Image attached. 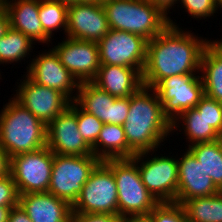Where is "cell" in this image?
<instances>
[{
  "label": "cell",
  "mask_w": 222,
  "mask_h": 222,
  "mask_svg": "<svg viewBox=\"0 0 222 222\" xmlns=\"http://www.w3.org/2000/svg\"><path fill=\"white\" fill-rule=\"evenodd\" d=\"M169 25L147 41L143 85L154 88L162 79L200 71L201 58L209 39L199 38L191 31L180 29L168 17ZM177 24V25H176Z\"/></svg>",
  "instance_id": "1"
},
{
  "label": "cell",
  "mask_w": 222,
  "mask_h": 222,
  "mask_svg": "<svg viewBox=\"0 0 222 222\" xmlns=\"http://www.w3.org/2000/svg\"><path fill=\"white\" fill-rule=\"evenodd\" d=\"M151 94H150V93ZM127 145L135 152H155L172 133V123L163 114L159 96L142 86L129 97V113L123 124Z\"/></svg>",
  "instance_id": "2"
},
{
  "label": "cell",
  "mask_w": 222,
  "mask_h": 222,
  "mask_svg": "<svg viewBox=\"0 0 222 222\" xmlns=\"http://www.w3.org/2000/svg\"><path fill=\"white\" fill-rule=\"evenodd\" d=\"M47 126L13 97L0 113V146L10 158L46 146Z\"/></svg>",
  "instance_id": "3"
},
{
  "label": "cell",
  "mask_w": 222,
  "mask_h": 222,
  "mask_svg": "<svg viewBox=\"0 0 222 222\" xmlns=\"http://www.w3.org/2000/svg\"><path fill=\"white\" fill-rule=\"evenodd\" d=\"M113 172L118 215L124 219H145L159 203L142 183L137 162L133 158L103 161Z\"/></svg>",
  "instance_id": "4"
},
{
  "label": "cell",
  "mask_w": 222,
  "mask_h": 222,
  "mask_svg": "<svg viewBox=\"0 0 222 222\" xmlns=\"http://www.w3.org/2000/svg\"><path fill=\"white\" fill-rule=\"evenodd\" d=\"M112 30L126 31L150 41L168 25V17L148 0H111L103 4Z\"/></svg>",
  "instance_id": "5"
},
{
  "label": "cell",
  "mask_w": 222,
  "mask_h": 222,
  "mask_svg": "<svg viewBox=\"0 0 222 222\" xmlns=\"http://www.w3.org/2000/svg\"><path fill=\"white\" fill-rule=\"evenodd\" d=\"M100 162L94 155L54 154L48 192L73 205L82 191V186Z\"/></svg>",
  "instance_id": "6"
},
{
  "label": "cell",
  "mask_w": 222,
  "mask_h": 222,
  "mask_svg": "<svg viewBox=\"0 0 222 222\" xmlns=\"http://www.w3.org/2000/svg\"><path fill=\"white\" fill-rule=\"evenodd\" d=\"M72 213L118 215V194L112 170L101 161L82 186Z\"/></svg>",
  "instance_id": "7"
},
{
  "label": "cell",
  "mask_w": 222,
  "mask_h": 222,
  "mask_svg": "<svg viewBox=\"0 0 222 222\" xmlns=\"http://www.w3.org/2000/svg\"><path fill=\"white\" fill-rule=\"evenodd\" d=\"M148 153L151 154L150 151H147L136 153L132 157L137 162L142 183L158 202H176L178 189L177 159L173 155L171 157L155 155L150 159L147 158L150 156Z\"/></svg>",
  "instance_id": "8"
},
{
  "label": "cell",
  "mask_w": 222,
  "mask_h": 222,
  "mask_svg": "<svg viewBox=\"0 0 222 222\" xmlns=\"http://www.w3.org/2000/svg\"><path fill=\"white\" fill-rule=\"evenodd\" d=\"M53 159L54 153L47 146L11 157L10 174L19 195L48 192Z\"/></svg>",
  "instance_id": "9"
},
{
  "label": "cell",
  "mask_w": 222,
  "mask_h": 222,
  "mask_svg": "<svg viewBox=\"0 0 222 222\" xmlns=\"http://www.w3.org/2000/svg\"><path fill=\"white\" fill-rule=\"evenodd\" d=\"M163 114L173 122L185 110L196 107L205 95L201 75L181 74L162 79L154 88Z\"/></svg>",
  "instance_id": "10"
},
{
  "label": "cell",
  "mask_w": 222,
  "mask_h": 222,
  "mask_svg": "<svg viewBox=\"0 0 222 222\" xmlns=\"http://www.w3.org/2000/svg\"><path fill=\"white\" fill-rule=\"evenodd\" d=\"M100 65L132 67L143 73L147 40L126 31L112 30L98 42Z\"/></svg>",
  "instance_id": "11"
},
{
  "label": "cell",
  "mask_w": 222,
  "mask_h": 222,
  "mask_svg": "<svg viewBox=\"0 0 222 222\" xmlns=\"http://www.w3.org/2000/svg\"><path fill=\"white\" fill-rule=\"evenodd\" d=\"M46 146L59 155H93L92 148L79 133L75 101L47 125Z\"/></svg>",
  "instance_id": "12"
},
{
  "label": "cell",
  "mask_w": 222,
  "mask_h": 222,
  "mask_svg": "<svg viewBox=\"0 0 222 222\" xmlns=\"http://www.w3.org/2000/svg\"><path fill=\"white\" fill-rule=\"evenodd\" d=\"M23 79L13 98L46 126L70 105L71 101L58 90L38 85L27 75Z\"/></svg>",
  "instance_id": "13"
},
{
  "label": "cell",
  "mask_w": 222,
  "mask_h": 222,
  "mask_svg": "<svg viewBox=\"0 0 222 222\" xmlns=\"http://www.w3.org/2000/svg\"><path fill=\"white\" fill-rule=\"evenodd\" d=\"M53 49L62 65L80 83L92 82L100 68L97 42L65 37Z\"/></svg>",
  "instance_id": "14"
},
{
  "label": "cell",
  "mask_w": 222,
  "mask_h": 222,
  "mask_svg": "<svg viewBox=\"0 0 222 222\" xmlns=\"http://www.w3.org/2000/svg\"><path fill=\"white\" fill-rule=\"evenodd\" d=\"M26 70L27 76L38 85L58 90L71 102L75 101L79 82L62 65L53 48L33 58Z\"/></svg>",
  "instance_id": "15"
},
{
  "label": "cell",
  "mask_w": 222,
  "mask_h": 222,
  "mask_svg": "<svg viewBox=\"0 0 222 222\" xmlns=\"http://www.w3.org/2000/svg\"><path fill=\"white\" fill-rule=\"evenodd\" d=\"M109 30L103 4L83 2L68 6L67 37L98 43Z\"/></svg>",
  "instance_id": "16"
},
{
  "label": "cell",
  "mask_w": 222,
  "mask_h": 222,
  "mask_svg": "<svg viewBox=\"0 0 222 222\" xmlns=\"http://www.w3.org/2000/svg\"><path fill=\"white\" fill-rule=\"evenodd\" d=\"M178 162V189L176 202L183 204L195 197L211 196L220 192L211 177L194 155L186 149Z\"/></svg>",
  "instance_id": "17"
},
{
  "label": "cell",
  "mask_w": 222,
  "mask_h": 222,
  "mask_svg": "<svg viewBox=\"0 0 222 222\" xmlns=\"http://www.w3.org/2000/svg\"><path fill=\"white\" fill-rule=\"evenodd\" d=\"M18 204L32 222H70L72 205L49 192L19 195Z\"/></svg>",
  "instance_id": "18"
},
{
  "label": "cell",
  "mask_w": 222,
  "mask_h": 222,
  "mask_svg": "<svg viewBox=\"0 0 222 222\" xmlns=\"http://www.w3.org/2000/svg\"><path fill=\"white\" fill-rule=\"evenodd\" d=\"M92 83L115 98L130 97L143 86L140 71L116 65H100Z\"/></svg>",
  "instance_id": "19"
},
{
  "label": "cell",
  "mask_w": 222,
  "mask_h": 222,
  "mask_svg": "<svg viewBox=\"0 0 222 222\" xmlns=\"http://www.w3.org/2000/svg\"><path fill=\"white\" fill-rule=\"evenodd\" d=\"M3 7L9 15L11 28L34 43H50L51 38L43 31L39 18V0H8Z\"/></svg>",
  "instance_id": "20"
},
{
  "label": "cell",
  "mask_w": 222,
  "mask_h": 222,
  "mask_svg": "<svg viewBox=\"0 0 222 222\" xmlns=\"http://www.w3.org/2000/svg\"><path fill=\"white\" fill-rule=\"evenodd\" d=\"M93 155L101 161L132 158L136 153L127 145L123 125L103 124L96 143L91 147Z\"/></svg>",
  "instance_id": "21"
},
{
  "label": "cell",
  "mask_w": 222,
  "mask_h": 222,
  "mask_svg": "<svg viewBox=\"0 0 222 222\" xmlns=\"http://www.w3.org/2000/svg\"><path fill=\"white\" fill-rule=\"evenodd\" d=\"M200 71L204 94L222 102V46H206L201 58Z\"/></svg>",
  "instance_id": "22"
},
{
  "label": "cell",
  "mask_w": 222,
  "mask_h": 222,
  "mask_svg": "<svg viewBox=\"0 0 222 222\" xmlns=\"http://www.w3.org/2000/svg\"><path fill=\"white\" fill-rule=\"evenodd\" d=\"M115 99L92 82H83L78 86L75 102L84 111L93 114L104 124H111L112 104Z\"/></svg>",
  "instance_id": "23"
},
{
  "label": "cell",
  "mask_w": 222,
  "mask_h": 222,
  "mask_svg": "<svg viewBox=\"0 0 222 222\" xmlns=\"http://www.w3.org/2000/svg\"><path fill=\"white\" fill-rule=\"evenodd\" d=\"M182 121V122H180ZM172 123V131L180 127L184 130L186 139L191 146L200 142H210L222 138L207 122L203 115L194 107L185 110ZM179 124V125H178Z\"/></svg>",
  "instance_id": "24"
},
{
  "label": "cell",
  "mask_w": 222,
  "mask_h": 222,
  "mask_svg": "<svg viewBox=\"0 0 222 222\" xmlns=\"http://www.w3.org/2000/svg\"><path fill=\"white\" fill-rule=\"evenodd\" d=\"M202 165L215 186L222 191V138L200 142L187 148Z\"/></svg>",
  "instance_id": "25"
},
{
  "label": "cell",
  "mask_w": 222,
  "mask_h": 222,
  "mask_svg": "<svg viewBox=\"0 0 222 222\" xmlns=\"http://www.w3.org/2000/svg\"><path fill=\"white\" fill-rule=\"evenodd\" d=\"M182 206L187 222H222V191L186 200Z\"/></svg>",
  "instance_id": "26"
},
{
  "label": "cell",
  "mask_w": 222,
  "mask_h": 222,
  "mask_svg": "<svg viewBox=\"0 0 222 222\" xmlns=\"http://www.w3.org/2000/svg\"><path fill=\"white\" fill-rule=\"evenodd\" d=\"M34 42L22 32L10 28L0 38V64L14 63L25 60L32 52Z\"/></svg>",
  "instance_id": "27"
},
{
  "label": "cell",
  "mask_w": 222,
  "mask_h": 222,
  "mask_svg": "<svg viewBox=\"0 0 222 222\" xmlns=\"http://www.w3.org/2000/svg\"><path fill=\"white\" fill-rule=\"evenodd\" d=\"M68 6L55 0H39V18L43 31L52 39L53 31L67 29Z\"/></svg>",
  "instance_id": "28"
},
{
  "label": "cell",
  "mask_w": 222,
  "mask_h": 222,
  "mask_svg": "<svg viewBox=\"0 0 222 222\" xmlns=\"http://www.w3.org/2000/svg\"><path fill=\"white\" fill-rule=\"evenodd\" d=\"M146 222H187L182 204L159 202L145 218Z\"/></svg>",
  "instance_id": "29"
},
{
  "label": "cell",
  "mask_w": 222,
  "mask_h": 222,
  "mask_svg": "<svg viewBox=\"0 0 222 222\" xmlns=\"http://www.w3.org/2000/svg\"><path fill=\"white\" fill-rule=\"evenodd\" d=\"M103 124L104 123L96 116L84 111L77 104V125L79 133L90 147L96 143Z\"/></svg>",
  "instance_id": "30"
},
{
  "label": "cell",
  "mask_w": 222,
  "mask_h": 222,
  "mask_svg": "<svg viewBox=\"0 0 222 222\" xmlns=\"http://www.w3.org/2000/svg\"><path fill=\"white\" fill-rule=\"evenodd\" d=\"M208 124L222 137V102L204 95L195 107Z\"/></svg>",
  "instance_id": "31"
},
{
  "label": "cell",
  "mask_w": 222,
  "mask_h": 222,
  "mask_svg": "<svg viewBox=\"0 0 222 222\" xmlns=\"http://www.w3.org/2000/svg\"><path fill=\"white\" fill-rule=\"evenodd\" d=\"M182 7L185 8V12H188L192 18H203L212 16L218 10V5L215 0H179Z\"/></svg>",
  "instance_id": "32"
},
{
  "label": "cell",
  "mask_w": 222,
  "mask_h": 222,
  "mask_svg": "<svg viewBox=\"0 0 222 222\" xmlns=\"http://www.w3.org/2000/svg\"><path fill=\"white\" fill-rule=\"evenodd\" d=\"M18 202L19 193L11 174L0 178V206L12 208L18 205Z\"/></svg>",
  "instance_id": "33"
},
{
  "label": "cell",
  "mask_w": 222,
  "mask_h": 222,
  "mask_svg": "<svg viewBox=\"0 0 222 222\" xmlns=\"http://www.w3.org/2000/svg\"><path fill=\"white\" fill-rule=\"evenodd\" d=\"M129 113V97L116 98L112 104L111 124L123 125Z\"/></svg>",
  "instance_id": "34"
},
{
  "label": "cell",
  "mask_w": 222,
  "mask_h": 222,
  "mask_svg": "<svg viewBox=\"0 0 222 222\" xmlns=\"http://www.w3.org/2000/svg\"><path fill=\"white\" fill-rule=\"evenodd\" d=\"M124 218L113 214L72 213L70 222H122Z\"/></svg>",
  "instance_id": "35"
},
{
  "label": "cell",
  "mask_w": 222,
  "mask_h": 222,
  "mask_svg": "<svg viewBox=\"0 0 222 222\" xmlns=\"http://www.w3.org/2000/svg\"><path fill=\"white\" fill-rule=\"evenodd\" d=\"M8 222H32L25 211L18 204L10 210Z\"/></svg>",
  "instance_id": "36"
},
{
  "label": "cell",
  "mask_w": 222,
  "mask_h": 222,
  "mask_svg": "<svg viewBox=\"0 0 222 222\" xmlns=\"http://www.w3.org/2000/svg\"><path fill=\"white\" fill-rule=\"evenodd\" d=\"M11 158L0 146V178L10 175Z\"/></svg>",
  "instance_id": "37"
},
{
  "label": "cell",
  "mask_w": 222,
  "mask_h": 222,
  "mask_svg": "<svg viewBox=\"0 0 222 222\" xmlns=\"http://www.w3.org/2000/svg\"><path fill=\"white\" fill-rule=\"evenodd\" d=\"M151 4L159 8L167 17L174 4H178L179 0H148Z\"/></svg>",
  "instance_id": "38"
},
{
  "label": "cell",
  "mask_w": 222,
  "mask_h": 222,
  "mask_svg": "<svg viewBox=\"0 0 222 222\" xmlns=\"http://www.w3.org/2000/svg\"><path fill=\"white\" fill-rule=\"evenodd\" d=\"M11 28L9 15L4 7L0 9V38Z\"/></svg>",
  "instance_id": "39"
},
{
  "label": "cell",
  "mask_w": 222,
  "mask_h": 222,
  "mask_svg": "<svg viewBox=\"0 0 222 222\" xmlns=\"http://www.w3.org/2000/svg\"><path fill=\"white\" fill-rule=\"evenodd\" d=\"M11 209V207L0 206V222H8V217Z\"/></svg>",
  "instance_id": "40"
},
{
  "label": "cell",
  "mask_w": 222,
  "mask_h": 222,
  "mask_svg": "<svg viewBox=\"0 0 222 222\" xmlns=\"http://www.w3.org/2000/svg\"><path fill=\"white\" fill-rule=\"evenodd\" d=\"M55 1H59L60 3L65 4L67 6H70L76 3L86 2L85 0H55Z\"/></svg>",
  "instance_id": "41"
},
{
  "label": "cell",
  "mask_w": 222,
  "mask_h": 222,
  "mask_svg": "<svg viewBox=\"0 0 222 222\" xmlns=\"http://www.w3.org/2000/svg\"><path fill=\"white\" fill-rule=\"evenodd\" d=\"M218 9H222V4L218 6ZM209 44L214 45V46H222V39H220V40L216 39L215 41L214 40L211 41V39H210Z\"/></svg>",
  "instance_id": "42"
},
{
  "label": "cell",
  "mask_w": 222,
  "mask_h": 222,
  "mask_svg": "<svg viewBox=\"0 0 222 222\" xmlns=\"http://www.w3.org/2000/svg\"><path fill=\"white\" fill-rule=\"evenodd\" d=\"M122 222H146L145 219H124Z\"/></svg>",
  "instance_id": "43"
},
{
  "label": "cell",
  "mask_w": 222,
  "mask_h": 222,
  "mask_svg": "<svg viewBox=\"0 0 222 222\" xmlns=\"http://www.w3.org/2000/svg\"><path fill=\"white\" fill-rule=\"evenodd\" d=\"M86 2H94V3H98V4H104L106 2H109L111 0H85Z\"/></svg>",
  "instance_id": "44"
},
{
  "label": "cell",
  "mask_w": 222,
  "mask_h": 222,
  "mask_svg": "<svg viewBox=\"0 0 222 222\" xmlns=\"http://www.w3.org/2000/svg\"><path fill=\"white\" fill-rule=\"evenodd\" d=\"M8 0H0V4L2 5V6H4V4L7 2Z\"/></svg>",
  "instance_id": "45"
},
{
  "label": "cell",
  "mask_w": 222,
  "mask_h": 222,
  "mask_svg": "<svg viewBox=\"0 0 222 222\" xmlns=\"http://www.w3.org/2000/svg\"><path fill=\"white\" fill-rule=\"evenodd\" d=\"M215 1H216L218 6L222 4V0H215Z\"/></svg>",
  "instance_id": "46"
}]
</instances>
